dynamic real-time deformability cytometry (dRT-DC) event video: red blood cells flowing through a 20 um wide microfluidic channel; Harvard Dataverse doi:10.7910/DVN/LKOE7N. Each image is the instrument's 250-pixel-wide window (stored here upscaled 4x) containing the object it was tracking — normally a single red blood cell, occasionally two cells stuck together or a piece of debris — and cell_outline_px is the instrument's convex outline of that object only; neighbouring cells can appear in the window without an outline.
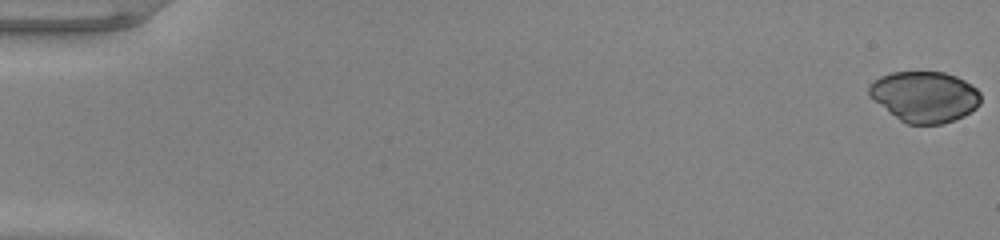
{"species": "common noctule bat (a hibernating species)", "species_latin": "Nyctalus noctula", "temperature_condition": "warm", "stored_images_in_passage": 53, "camera_frame_rate_fps": 3000, "um_per_image_px": 0.085, "animal": {"sex": "male", "body_mass_g": 20.0, "forearm_length_mm": 53.3}, "frame": {"image": 1, "passage_image": 1, "time_ms": 0.0, "image_size_px": [1000, 240], "cell_outline_px": [[980, 104], [976, 108], [964, 116], [940, 124], [908, 124], [900, 120], [888, 112], [872, 100], [868, 96], [868, 88], [880, 76], [892, 72], [944, 72], [956, 76], [964, 80], [976, 88], [980, 92]], "centroid_in_image_um": [78.58, 8.22], "position_along_channel_um": 6.4, "area_um2": 33.06}}